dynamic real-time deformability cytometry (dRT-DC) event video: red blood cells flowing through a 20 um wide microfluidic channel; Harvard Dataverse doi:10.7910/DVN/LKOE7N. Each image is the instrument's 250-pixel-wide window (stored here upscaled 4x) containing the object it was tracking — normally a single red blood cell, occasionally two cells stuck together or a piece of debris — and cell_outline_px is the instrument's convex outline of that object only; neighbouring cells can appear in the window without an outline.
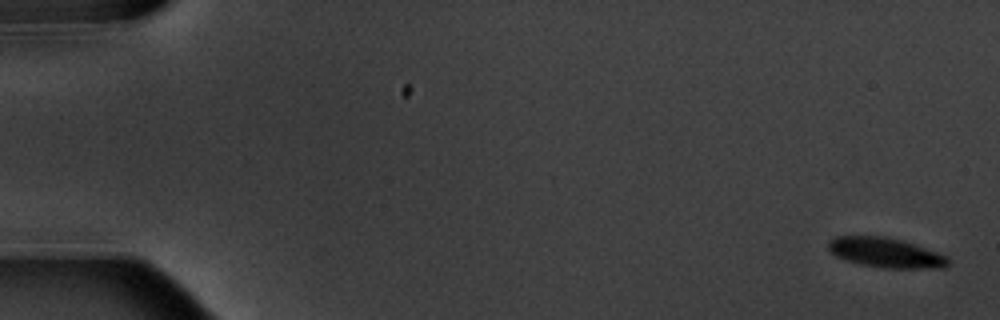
{"species": "common noctule bat (a hibernating species)", "species_latin": "Nyctalus noctula", "temperature_condition": "warm", "stored_images_in_passage": 6, "camera_frame_rate_fps": 3000, "um_per_image_px": 0.085, "animal": {"sex": "male", "body_mass_g": 20.1, "forearm_length_mm": 53.5}, "frame": {"image": 1, "passage_image": 1, "time_ms": 0.0, "image_size_px": [1000, 320], "cell_outline_px": [[948, 264], [944, 268], [884, 268], [860, 264], [844, 260], [828, 252], [828, 240], [836, 236], [884, 236], [916, 244], [948, 256]], "centroid_in_image_um": [75.25, 21.47], "position_along_channel_um": 9.7, "area_um2": 20.98}}
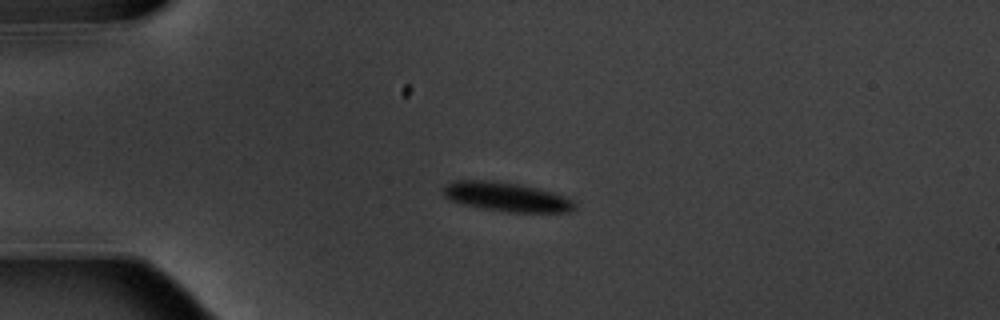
{"frame": {"image": 2, "passage_image": 4, "time_ms": 4.333, "image_size_px": [1000, 320], "cell_outline_px": [[576, 208], [572, 212], [508, 212], [460, 204], [444, 196], [444, 188], [452, 180], [492, 180], [520, 184], [552, 192], [564, 196], [572, 200], [576, 204]], "centroid_in_image_um": [43.07, 16.73], "position_along_channel_um": 41.9, "area_um2": 22.31}}